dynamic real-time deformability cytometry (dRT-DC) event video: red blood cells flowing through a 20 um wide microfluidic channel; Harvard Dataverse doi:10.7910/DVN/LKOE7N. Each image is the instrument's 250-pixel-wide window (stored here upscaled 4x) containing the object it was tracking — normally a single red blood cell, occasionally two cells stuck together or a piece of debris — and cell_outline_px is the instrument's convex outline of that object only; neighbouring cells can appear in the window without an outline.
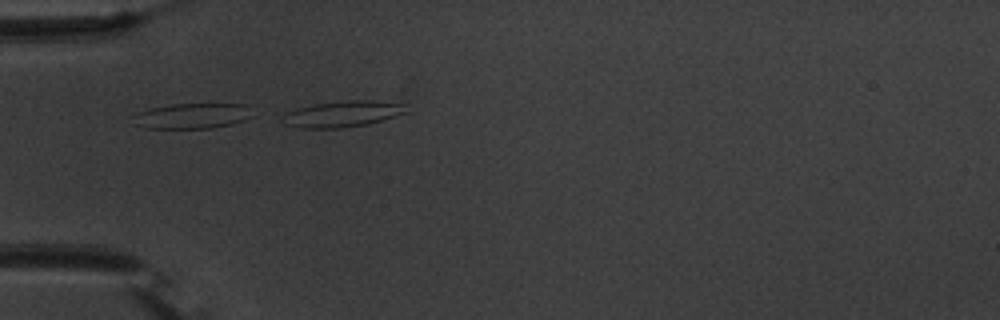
{"species": "common noctule bat (a hibernating species)", "species_latin": "Nyctalus noctula", "temperature_condition": "warm", "stored_images_in_passage": 3, "segment_of_instrument_passage": [1, 2], "camera_frame_rate_fps": 3000, "um_per_image_px": 0.085, "animal": {"sex": "male", "body_mass_g": 20.1, "forearm_length_mm": 53.5}, "frame": {"image": 1, "passage_image": 2, "time_ms": 0.333, "image_size_px": [1000, 320], "cell_outline_px": [[252, 116], [244, 120], [232, 124], [212, 128], [144, 128], [136, 124], [136, 112], [168, 104], [244, 104]], "centroid_in_image_um": [16.33, 9.85], "position_along_channel_um": 68.7, "area_um2": 17.34}}